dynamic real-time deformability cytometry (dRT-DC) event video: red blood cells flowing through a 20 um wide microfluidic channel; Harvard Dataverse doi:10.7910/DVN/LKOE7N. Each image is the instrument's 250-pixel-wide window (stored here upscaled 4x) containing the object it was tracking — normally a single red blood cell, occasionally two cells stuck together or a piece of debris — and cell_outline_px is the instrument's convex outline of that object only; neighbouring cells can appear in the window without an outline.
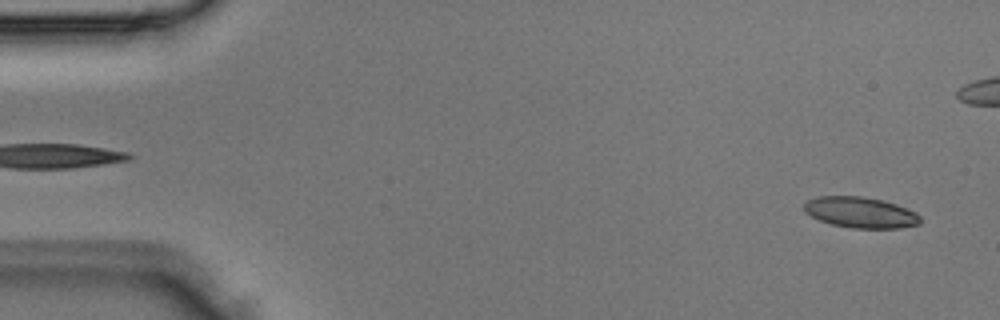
{"species": "Egyptian fruit bat (a non-hibernating species)", "species_latin": "Rousettus aegyptiacus", "temperature_condition": "room temperature", "stored_images_in_passage": 3, "camera_frame_rate_fps": 3000, "um_per_image_px": 0.085, "animal": {"sex": "male"}, "frame": {"image": 1, "passage_image": 3, "time_ms": 0.667, "image_size_px": [1000, 320], "cell_outline_px": [[920, 224], [900, 228], [852, 228], [832, 224], [820, 220], [804, 212], [804, 204], [808, 200], [820, 196], [860, 196], [880, 200], [896, 204], [916, 212], [920, 216]], "centroid_in_image_um": [73.15, 18.06], "position_along_channel_um": 11.9, "area_um2": 20.75}}